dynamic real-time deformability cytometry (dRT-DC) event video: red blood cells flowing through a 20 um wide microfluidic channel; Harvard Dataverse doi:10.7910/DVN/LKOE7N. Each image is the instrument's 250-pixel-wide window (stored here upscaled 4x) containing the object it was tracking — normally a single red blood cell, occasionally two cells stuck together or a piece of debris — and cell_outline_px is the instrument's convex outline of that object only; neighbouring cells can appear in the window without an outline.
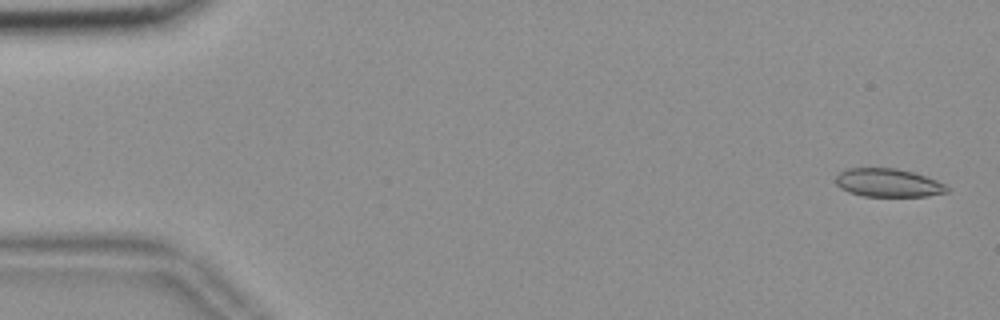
{"species": "common noctule bat (a hibernating species)", "species_latin": "Nyctalus noctula", "temperature_condition": "room temperature", "stored_images_in_passage": 56, "camera_frame_rate_fps": 3000, "um_per_image_px": 0.085, "animal": {"sex": "female", "body_mass_g": 18.4}, "frame": {"image": 1, "passage_image": 2, "time_ms": 0.333, "image_size_px": [1000, 320], "cell_outline_px": [[948, 192], [928, 196], [864, 196], [848, 192], [840, 188], [836, 184], [836, 176], [844, 168], [896, 168], [912, 172], [936, 180], [944, 184], [948, 188]], "centroid_in_image_um": [75.46, 15.54], "position_along_channel_um": 9.5, "area_um2": 18.32}}
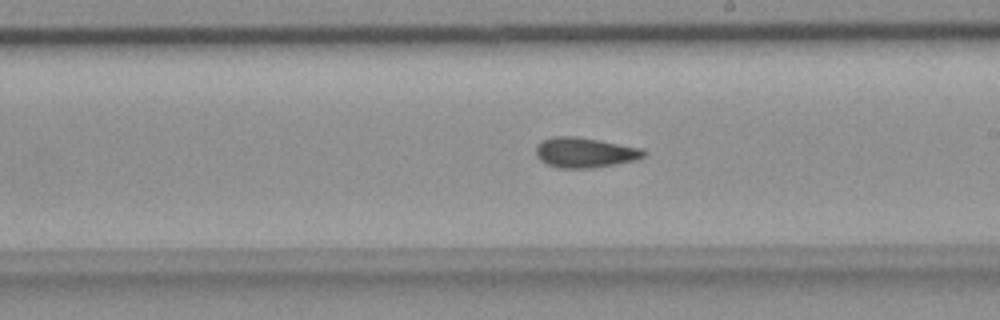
{"frame": {"image": 2, "passage_image": 32, "time_ms": 10.333, "image_size_px": [1000, 320], "cell_outline_px": [[648, 152], [644, 156], [636, 160], [592, 168], [560, 168], [548, 164], [540, 160], [536, 156], [536, 148], [544, 140], [556, 136], [576, 136], [640, 148]], "centroid_in_image_um": [49.72, 12.97], "position_along_channel_um": 239.3, "area_um2": 18.61}}
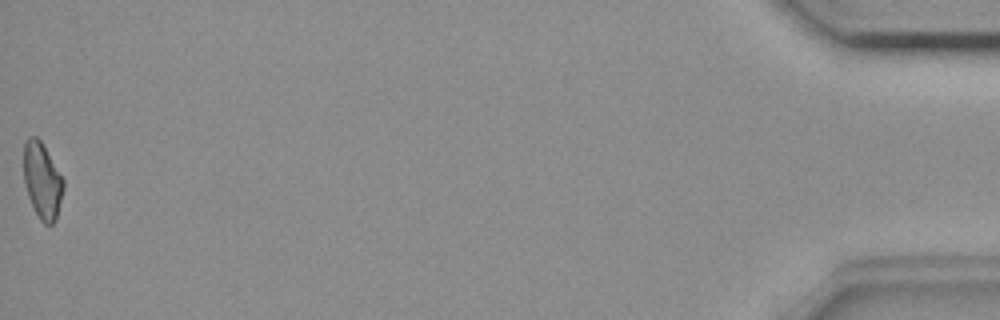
{"frame": {"image": 3, "passage_image": 56, "time_ms": 18.333, "image_size_px": [1000, 320], "cell_outline_px": [[64, 188], [56, 220], [52, 224], [44, 224], [40, 220], [28, 196], [24, 184], [24, 144], [28, 136], [36, 136], [40, 140], [64, 180]], "centroid_in_image_um": [3.59, 15.36], "position_along_channel_um": 431.6, "area_um2": 17.46}, "authors_computed_cell_mechanics": {"area_um2": 18.6116, "velocity_mm_per_s": 3.6477, "shape_relaxation_time_tau1_ms": null, "shape_relaxation_time_tau2_ms": 1.5114, "deformation_change_tau1": null, "deformation_change_tau2": 0.0713}}